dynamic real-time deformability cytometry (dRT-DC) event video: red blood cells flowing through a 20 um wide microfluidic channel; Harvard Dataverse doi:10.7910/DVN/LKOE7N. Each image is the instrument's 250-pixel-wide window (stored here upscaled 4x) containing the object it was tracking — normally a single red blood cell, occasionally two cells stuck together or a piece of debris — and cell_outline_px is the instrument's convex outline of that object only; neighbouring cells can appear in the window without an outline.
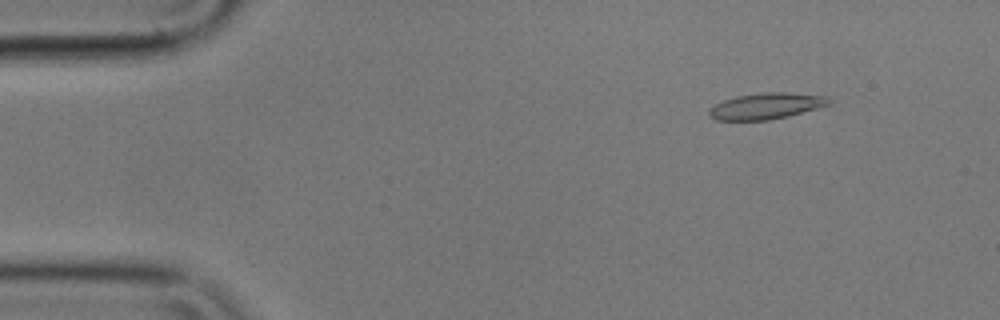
{"species": "common noctule bat (a hibernating species)", "species_latin": "Nyctalus noctula", "temperature_condition": "cold", "stored_images_in_passage": 55, "camera_frame_rate_fps": 3000, "um_per_image_px": 0.085, "animal": {"sex": "male", "body_mass_g": 17.9}, "frame": {"image": 1, "passage_image": 6, "time_ms": 1.667, "image_size_px": [1000, 320], "cell_outline_px": [[832, 104], [788, 116], [768, 120], [716, 120], [708, 116], [708, 108], [724, 100], [736, 96], [764, 92], [788, 92], [828, 96], [832, 100]], "centroid_in_image_um": [65.14, 9.01], "position_along_channel_um": 19.9, "area_um2": 18.44}}
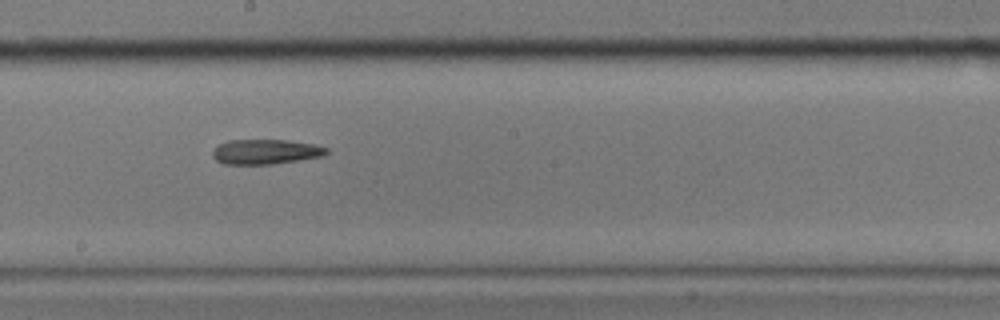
{"frame": {"image": 2, "passage_image": 30, "time_ms": 9.667, "image_size_px": [1000, 320], "cell_outline_px": [[328, 152], [324, 156], [272, 164], [224, 164], [216, 160], [212, 156], [212, 152], [220, 144], [228, 140], [288, 140], [316, 144], [328, 148]], "centroid_in_image_um": [22.6, 12.89], "position_along_channel_um": 225.6, "area_um2": 16.53}}
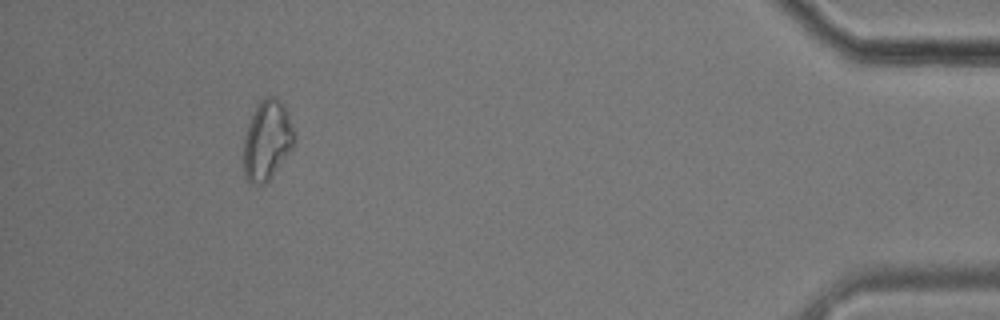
{"frame": {"image": 3, "passage_image": 51, "time_ms": 16.667, "image_size_px": [1000, 320], "cell_outline_px": [[296, 136], [292, 148], [268, 180], [264, 184], [252, 184], [244, 176], [244, 136], [248, 124], [260, 100], [264, 96], [272, 96], [280, 100], [284, 104], [288, 112], [296, 132]], "centroid_in_image_um": [22.72, 11.89], "position_along_channel_um": 412.5, "area_um2": 23.52}}